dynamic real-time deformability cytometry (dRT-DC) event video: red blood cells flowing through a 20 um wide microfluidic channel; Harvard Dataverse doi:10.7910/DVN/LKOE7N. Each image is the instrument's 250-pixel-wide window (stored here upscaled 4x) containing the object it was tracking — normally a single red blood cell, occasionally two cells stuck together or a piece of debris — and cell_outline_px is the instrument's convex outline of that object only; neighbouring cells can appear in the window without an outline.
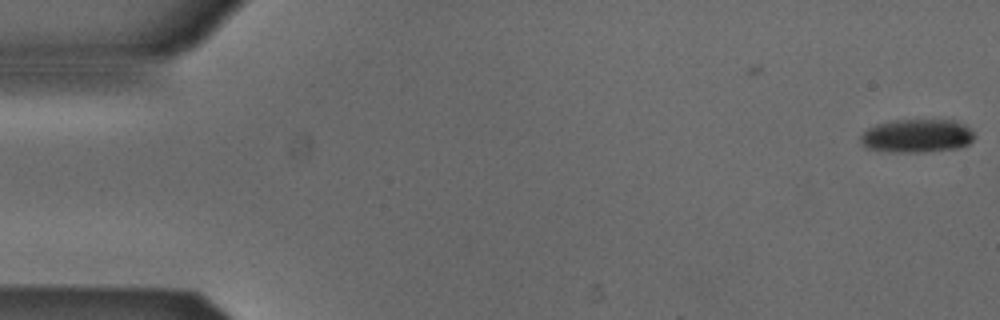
{"species": "Egyptian fruit bat (a non-hibernating species)", "species_latin": "Rousettus aegyptiacus", "temperature_condition": "cold", "stored_images_in_passage": 5, "camera_frame_rate_fps": 3000, "um_per_image_px": 0.085, "animal": {"sex": "male"}, "frame": {"image": 1, "passage_image": 5, "time_ms": 1.333, "image_size_px": [1000, 320], "cell_outline_px": [[976, 136], [968, 144], [956, 148], [920, 152], [888, 152], [868, 148], [860, 140], [860, 136], [868, 128], [876, 124], [896, 120], [956, 120], [964, 124]], "centroid_in_image_um": [77.94, 11.54], "position_along_channel_um": 7.1, "area_um2": 22.02}}